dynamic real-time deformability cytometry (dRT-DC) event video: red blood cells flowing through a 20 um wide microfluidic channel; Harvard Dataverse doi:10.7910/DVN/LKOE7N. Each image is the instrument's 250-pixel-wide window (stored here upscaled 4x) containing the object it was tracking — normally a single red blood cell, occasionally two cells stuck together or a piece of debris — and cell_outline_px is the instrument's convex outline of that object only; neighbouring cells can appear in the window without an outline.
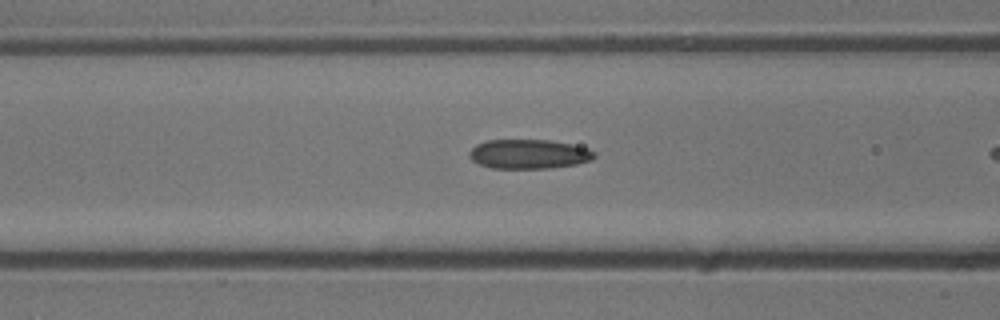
{"species": "common noctule bat (a hibernating species)", "species_latin": "Nyctalus noctula", "temperature_condition": "cold", "stored_images_in_passage": 9, "camera_frame_rate_fps": 3000, "um_per_image_px": 0.085, "animal": {"sex": "male", "body_mass_g": 13.3}, "frame": {"image": 1, "passage_image": 8, "time_ms": 2.333, "image_size_px": [1000, 320], "cell_outline_px": [[596, 156], [592, 160], [576, 164], [548, 168], [492, 168], [480, 164], [472, 160], [468, 156], [468, 152], [476, 144], [488, 140], [552, 140], [572, 144], [588, 148], [596, 152]], "centroid_in_image_um": [44.97, 13.09], "position_along_channel_um": 121.6, "area_um2": 21.5}}